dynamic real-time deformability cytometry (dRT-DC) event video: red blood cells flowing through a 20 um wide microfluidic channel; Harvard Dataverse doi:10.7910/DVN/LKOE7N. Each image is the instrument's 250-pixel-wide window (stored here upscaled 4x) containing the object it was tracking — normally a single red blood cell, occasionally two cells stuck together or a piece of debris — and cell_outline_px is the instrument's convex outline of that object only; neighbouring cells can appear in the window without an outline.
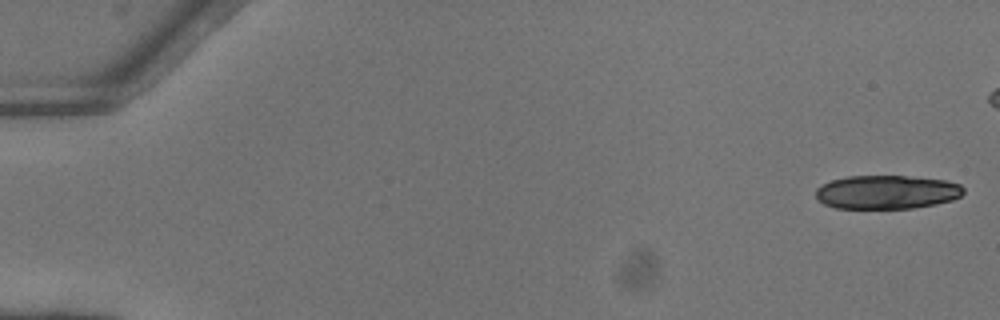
{"species": "common noctule bat (a hibernating species)", "species_latin": "Nyctalus noctula", "temperature_condition": "warm", "stored_images_in_passage": 18, "camera_frame_rate_fps": 3000, "um_per_image_px": 0.085, "animal": {"sex": "female"}, "frame": {"image": 1, "passage_image": 1, "time_ms": 0.0, "image_size_px": [1000, 320], "cell_outline_px": [[964, 192], [960, 196], [952, 200], [936, 204], [912, 208], [836, 208], [824, 204], [816, 200], [816, 188], [832, 180], [848, 176], [904, 176], [944, 180], [960, 184], [964, 188]], "centroid_in_image_um": [75.37, 16.33], "position_along_channel_um": 9.6, "area_um2": 28.96}}